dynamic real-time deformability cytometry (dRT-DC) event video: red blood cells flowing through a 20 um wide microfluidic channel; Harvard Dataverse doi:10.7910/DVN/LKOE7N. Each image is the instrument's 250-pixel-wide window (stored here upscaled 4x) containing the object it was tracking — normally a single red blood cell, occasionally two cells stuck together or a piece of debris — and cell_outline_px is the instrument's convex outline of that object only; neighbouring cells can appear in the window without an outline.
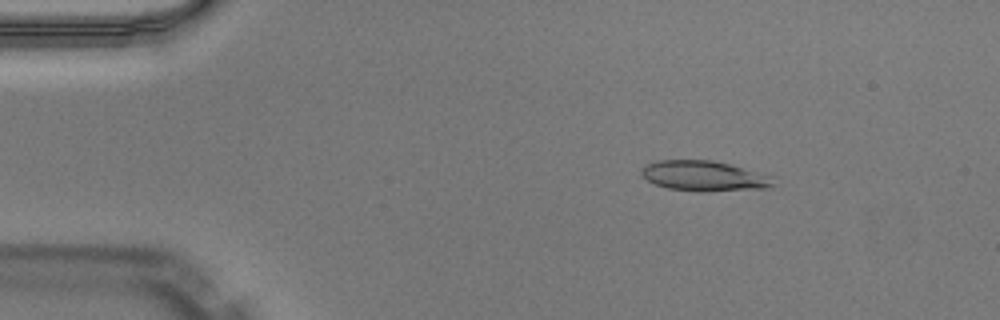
{"species": "Egyptian fruit bat (a non-hibernating species)", "species_latin": "Rousettus aegyptiacus", "temperature_condition": "warm", "stored_images_in_passage": 48, "camera_frame_rate_fps": 3000, "um_per_image_px": 0.085, "animal": {"sex": "male"}, "frame": {"image": 1, "passage_image": 6, "time_ms": 1.667, "image_size_px": [1000, 320], "cell_outline_px": [[776, 176], [772, 188], [704, 192], [668, 188], [656, 184], [640, 176], [640, 172], [648, 164], [656, 160], [712, 160], [732, 164]], "centroid_in_image_um": [59.95, 14.96], "position_along_channel_um": 25.1, "area_um2": 23.7}}
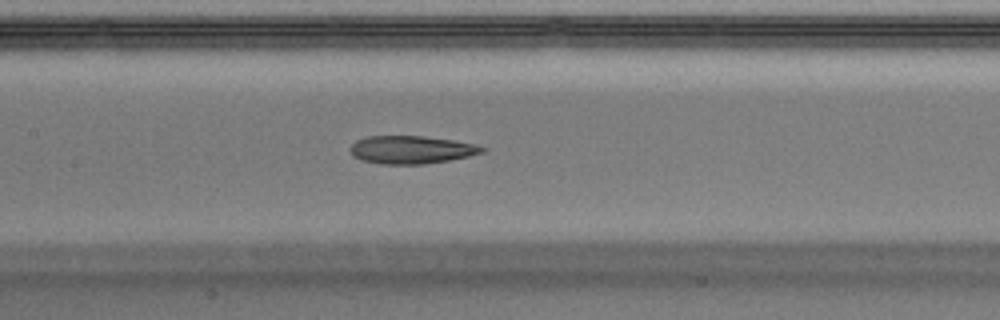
{"frame": {"image": 2, "passage_image": 22, "time_ms": 7.0, "image_size_px": [1000, 320], "cell_outline_px": [[484, 152], [468, 156], [448, 160], [424, 164], [380, 164], [360, 160], [352, 156], [348, 148], [356, 140], [368, 136], [424, 136], [452, 140], [476, 144], [484, 148]], "centroid_in_image_um": [34.9, 12.73], "position_along_channel_um": 172.5, "area_um2": 21.5}}
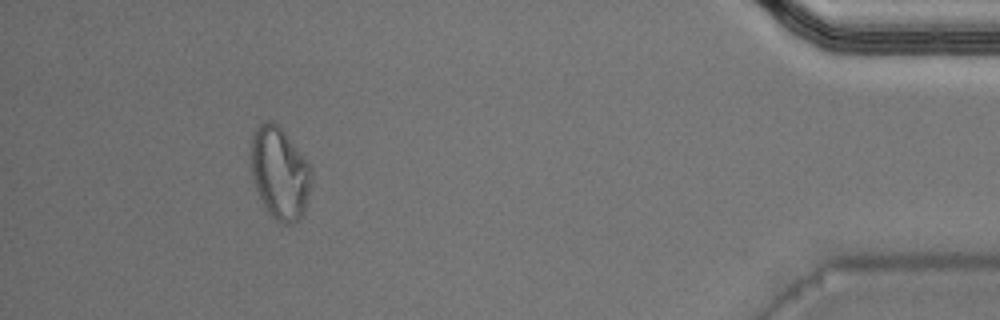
{"frame": {"image": 3, "passage_image": 44, "time_ms": 14.333, "image_size_px": [1000, 320], "cell_outline_px": [[312, 180], [304, 212], [300, 220], [296, 224], [284, 224], [276, 220], [268, 212], [260, 200], [252, 176], [252, 136], [256, 128], [264, 120], [272, 120], [284, 132], [308, 164], [312, 172]], "centroid_in_image_um": [23.78, 14.76], "position_along_channel_um": 411.4, "area_um2": 32.14}, "authors_computed_cell_mechanics": {"area_um2": 23.12, "velocity_mm_per_s": 4.0381, "shape_relaxation_time_tau1_ms": null, "shape_relaxation_time_tau2_ms": 8.8355, "deformation_change_tau1": null, "deformation_change_tau2": 0.1859}}